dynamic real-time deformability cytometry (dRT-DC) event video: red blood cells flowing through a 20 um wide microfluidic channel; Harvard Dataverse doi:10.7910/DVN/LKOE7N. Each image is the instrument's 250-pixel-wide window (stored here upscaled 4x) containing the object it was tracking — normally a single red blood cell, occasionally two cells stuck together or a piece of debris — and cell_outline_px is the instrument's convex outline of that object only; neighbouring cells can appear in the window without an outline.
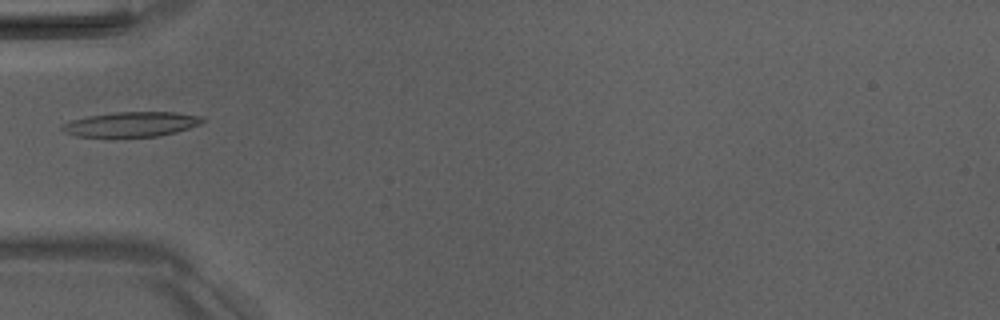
{"species": "Egyptian fruit bat (a non-hibernating species)", "species_latin": "Rousettus aegyptiacus", "temperature_condition": "room temperature", "stored_images_in_passage": 1, "camera_frame_rate_fps": 3000, "um_per_image_px": 0.085, "animal": {"sex": "male"}, "frame": {"image": 1, "passage_image": 1, "time_ms": 0.0, "image_size_px": [1000, 320], "cell_outline_px": [[208, 120], [200, 124], [176, 132], [156, 136], [76, 136], [64, 132], [60, 128], [60, 124], [72, 120], [88, 116], [120, 112], [176, 112], [200, 116]], "centroid_in_image_um": [11.17, 10.55], "position_along_channel_um": 73.8, "area_um2": 20.11}}